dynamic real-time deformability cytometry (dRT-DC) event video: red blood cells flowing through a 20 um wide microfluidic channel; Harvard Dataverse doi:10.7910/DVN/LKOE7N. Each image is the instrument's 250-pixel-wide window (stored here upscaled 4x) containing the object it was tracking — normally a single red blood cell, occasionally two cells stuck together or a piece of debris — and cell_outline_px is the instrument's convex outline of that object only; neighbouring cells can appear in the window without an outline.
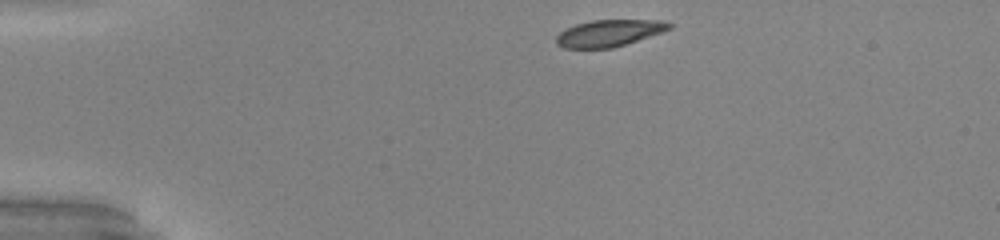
{"species": "common noctule bat (a hibernating species)", "species_latin": "Nyctalus noctula", "temperature_condition": "warm", "stored_images_in_passage": 35, "camera_frame_rate_fps": 3000, "um_per_image_px": 0.085, "animal": {"sex": "male", "body_mass_g": 20.0, "forearm_length_mm": 53.3}, "frame": {"image": 1, "passage_image": 1, "time_ms": 0.0, "image_size_px": [1000, 240], "cell_outline_px": [[672, 28], [612, 48], [564, 48], [556, 44], [556, 36], [560, 32], [576, 24], [592, 20], [664, 20], [672, 24]], "centroid_in_image_um": [51.75, 2.81], "position_along_channel_um": 33.3, "area_um2": 17.34}}
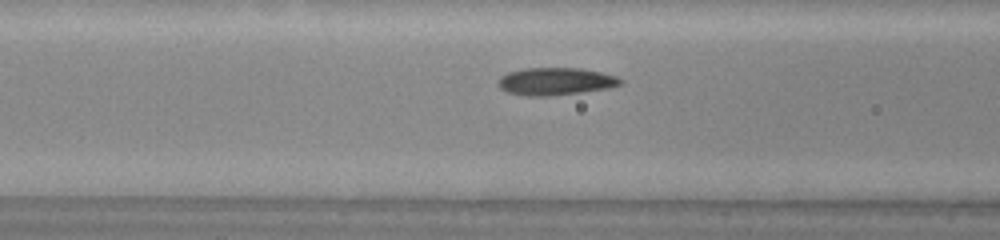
{"frame": {"image": 2, "passage_image": 12, "time_ms": 3.667, "image_size_px": [1000, 240], "cell_outline_px": [[624, 84], [608, 88], [580, 92], [548, 96], [528, 96], [508, 92], [500, 88], [496, 80], [500, 76], [508, 72], [524, 68], [580, 68], [600, 72], [616, 76], [624, 80]], "centroid_in_image_um": [47.22, 6.91], "position_along_channel_um": 119.4, "area_um2": 19.65}, "authors_computed_cell_mechanics": {"area_um2": 19.0162, "velocity_mm_per_s": 4.0212, "shape_relaxation_time_tau1_ms": 4.0886, "shape_relaxation_time_tau2_ms": 2.3537, "deformation_change_tau1": 0.1278, "deformation_change_tau2": 0.0508}}